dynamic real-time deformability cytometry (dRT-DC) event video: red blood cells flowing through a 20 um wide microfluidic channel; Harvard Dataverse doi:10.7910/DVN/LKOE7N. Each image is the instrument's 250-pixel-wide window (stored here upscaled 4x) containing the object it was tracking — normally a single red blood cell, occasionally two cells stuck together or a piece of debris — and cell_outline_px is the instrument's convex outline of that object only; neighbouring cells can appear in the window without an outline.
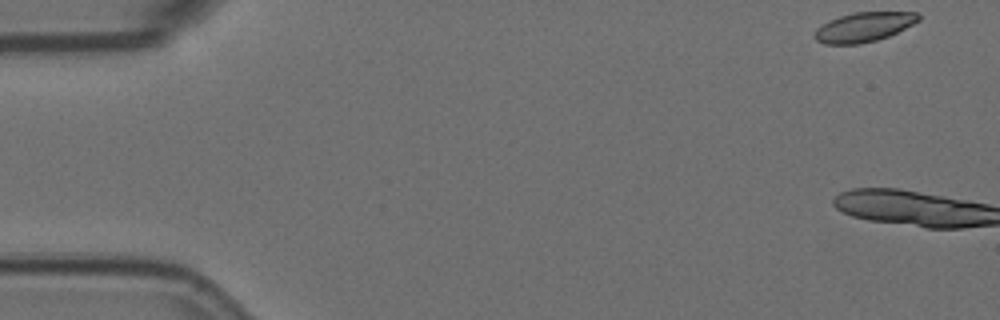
{"species": "Egyptian fruit bat (a non-hibernating species)", "species_latin": "Rousettus aegyptiacus", "temperature_condition": "room temperature", "stored_images_in_passage": 3, "camera_frame_rate_fps": 3000, "um_per_image_px": 0.085, "animal": {"sex": "female"}, "frame": {"image": 1, "passage_image": 1, "time_ms": 0.0, "image_size_px": [1000, 320], "cell_outline_px": [[920, 20], [888, 36], [876, 40], [860, 44], [824, 44], [816, 40], [812, 36], [816, 28], [840, 16], [856, 12], [920, 12]], "centroid_in_image_um": [73.41, 2.3], "position_along_channel_um": 11.6, "area_um2": 17.69}}